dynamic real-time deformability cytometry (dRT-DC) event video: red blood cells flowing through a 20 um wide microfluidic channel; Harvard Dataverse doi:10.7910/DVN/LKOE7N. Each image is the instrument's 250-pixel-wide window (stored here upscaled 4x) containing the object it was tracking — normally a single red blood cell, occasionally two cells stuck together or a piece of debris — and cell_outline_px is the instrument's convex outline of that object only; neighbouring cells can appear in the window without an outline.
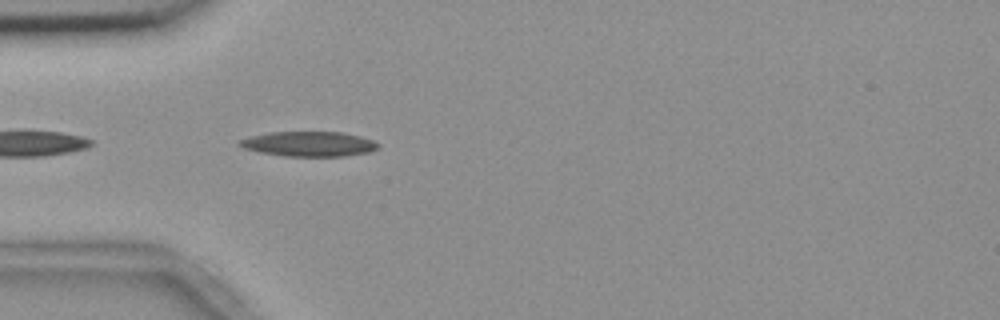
{"species": "common noctule bat (a hibernating species)", "species_latin": "Nyctalus noctula", "temperature_condition": "room temperature", "stored_images_in_passage": 5, "camera_frame_rate_fps": 3000, "um_per_image_px": 0.085, "animal": {"sex": "female", "body_mass_g": 18.4}, "frame": {"image": 1, "passage_image": 2, "time_ms": 0.333, "image_size_px": [1000, 320], "cell_outline_px": [[380, 144], [376, 148], [368, 152], [344, 156], [284, 156], [260, 152], [244, 148], [236, 144], [236, 140], [268, 132], [344, 132], [360, 136], [372, 140]], "centroid_in_image_um": [26.21, 12.23], "position_along_channel_um": 58.8, "area_um2": 20.11}}